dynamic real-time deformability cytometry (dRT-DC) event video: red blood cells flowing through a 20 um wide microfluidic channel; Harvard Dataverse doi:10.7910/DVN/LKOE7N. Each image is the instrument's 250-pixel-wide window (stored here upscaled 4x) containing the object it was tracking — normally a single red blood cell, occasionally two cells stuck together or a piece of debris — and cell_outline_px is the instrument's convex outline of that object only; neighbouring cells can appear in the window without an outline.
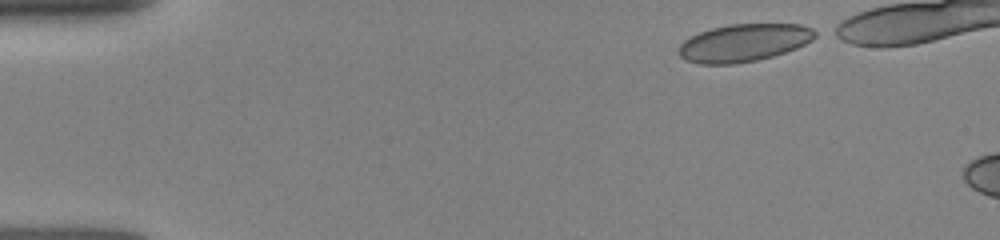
{"species": "human", "species_latin": "Homo sapiens", "temperature_condition": "room temperature", "stored_images_in_passage": 6, "camera_frame_rate_fps": 3000, "um_per_image_px": 0.085, "donor": {"sex": "female"}, "frame": {"image": 1, "passage_image": 1, "time_ms": 0.0, "image_size_px": [1000, 240], "cell_outline_px": [[820, 36], [796, 48], [772, 56], [756, 60], [736, 64], [700, 64], [684, 60], [680, 56], [680, 44], [684, 40], [700, 32], [712, 28], [728, 24], [800, 24], [812, 28], [820, 32]], "centroid_in_image_um": [63.27, 3.63], "position_along_channel_um": 21.7, "area_um2": 30.0}}